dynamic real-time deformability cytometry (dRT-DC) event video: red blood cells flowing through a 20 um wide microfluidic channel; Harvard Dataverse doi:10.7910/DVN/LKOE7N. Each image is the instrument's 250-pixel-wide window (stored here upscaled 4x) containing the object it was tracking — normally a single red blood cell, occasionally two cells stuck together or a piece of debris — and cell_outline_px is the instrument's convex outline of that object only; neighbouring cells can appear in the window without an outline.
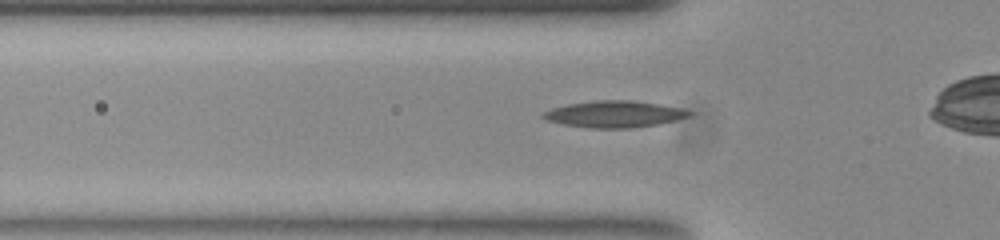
{"species": "common noctule bat (a hibernating species)", "species_latin": "Nyctalus noctula", "temperature_condition": "room temperature", "stored_images_in_passage": 32, "camera_frame_rate_fps": 3000, "um_per_image_px": 0.085, "animal": {"sex": "female", "body_mass_g": 23.0, "forearm_length_mm": 53.4}, "frame": {"image": 1, "passage_image": 7, "time_ms": 2.0, "image_size_px": [1000, 240], "cell_outline_px": [[692, 116], [660, 124], [628, 128], [588, 128], [564, 124], [544, 120], [540, 116], [544, 112], [552, 108], [568, 104], [596, 100], [632, 100], [660, 104], [684, 108], [692, 112]], "centroid_in_image_um": [52.25, 9.7], "position_along_channel_um": 73.6, "area_um2": 22.83}}
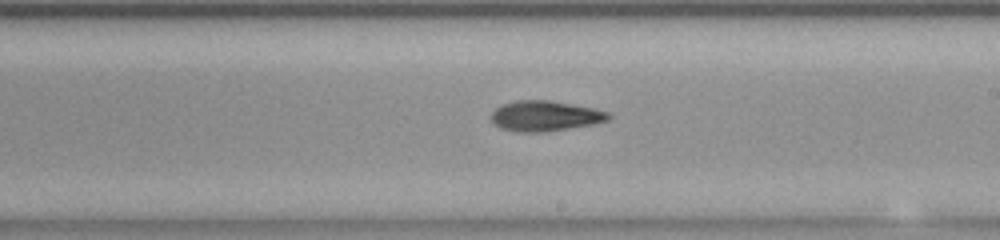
{"frame": {"image": 2, "passage_image": 20, "time_ms": 6.333, "image_size_px": [1000, 240], "cell_outline_px": [[612, 116], [608, 120], [592, 124], [568, 128], [540, 132], [516, 132], [500, 128], [492, 124], [492, 112], [496, 108], [504, 104], [516, 100], [552, 100], [592, 108], [608, 112]], "centroid_in_image_um": [46.3, 9.85], "position_along_channel_um": 242.7, "area_um2": 20.63}}
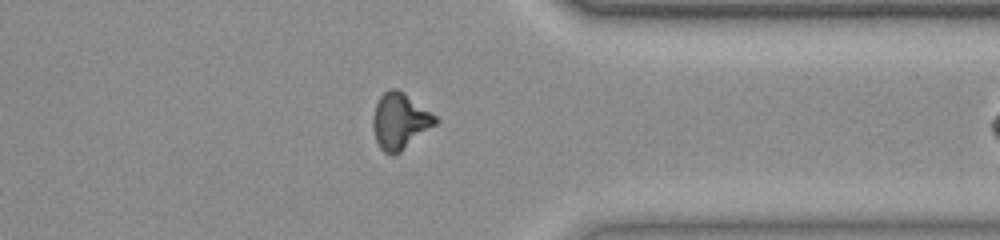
{"frame": {"image": 3, "passage_image": 31, "time_ms": 10.0, "image_size_px": [1000, 240], "cell_outline_px": [[440, 120], [436, 124], [400, 152], [392, 156], [384, 152], [380, 148], [376, 140], [372, 128], [372, 120], [376, 104], [380, 96], [388, 88], [396, 88], [404, 92], [436, 116]], "centroid_in_image_um": [33.98, 10.29], "position_along_channel_um": 377.4, "area_um2": 20.4}}